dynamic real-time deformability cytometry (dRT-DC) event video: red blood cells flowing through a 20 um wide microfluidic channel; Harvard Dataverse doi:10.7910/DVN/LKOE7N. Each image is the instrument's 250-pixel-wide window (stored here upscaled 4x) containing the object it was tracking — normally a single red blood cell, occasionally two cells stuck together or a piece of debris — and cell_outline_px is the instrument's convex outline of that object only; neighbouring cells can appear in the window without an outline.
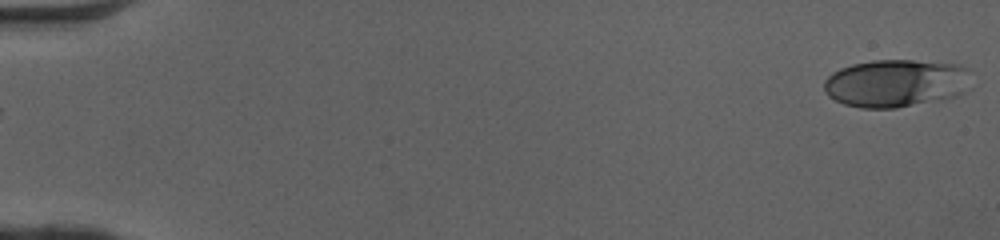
{"species": "human", "species_latin": "Homo sapiens", "temperature_condition": "cold", "stored_images_in_passage": 50, "camera_frame_rate_fps": 3000, "um_per_image_px": 0.085, "donor": {"sex": "female"}, "frame": {"image": 1, "passage_image": 1, "time_ms": 0.0, "image_size_px": [1000, 240], "cell_outline_px": [[972, 88], [956, 96], [940, 100], [896, 108], [860, 108], [844, 104], [828, 96], [824, 88], [824, 80], [832, 72], [840, 68], [852, 64], [872, 60], [912, 60], [960, 64], [968, 68]], "centroid_in_image_um": [76.19, 7.07], "position_along_channel_um": 8.8, "area_um2": 41.56}}
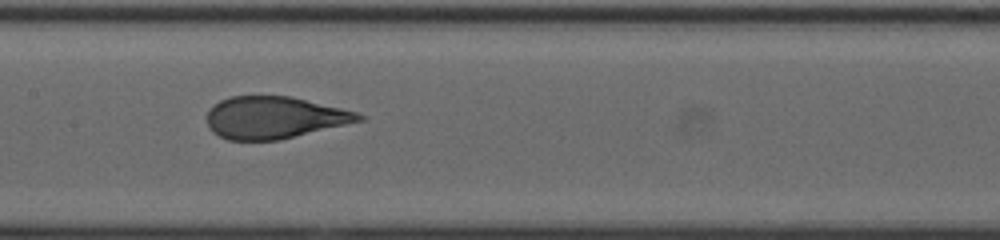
{"frame": {"image": 2, "passage_image": 26, "time_ms": 8.333, "image_size_px": [1000, 240], "cell_outline_px": [[364, 120], [280, 140], [228, 140], [212, 132], [208, 128], [208, 112], [220, 100], [232, 96], [292, 96], [356, 112], [364, 116]], "centroid_in_image_um": [23.32, 10.0], "position_along_channel_um": 184.1, "area_um2": 36.99}}
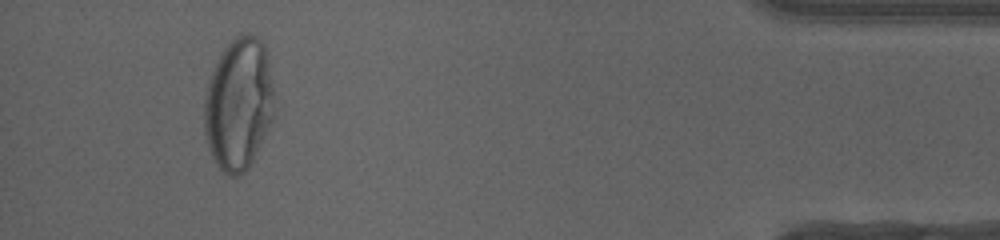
{"frame": {"image": 3, "passage_image": 47, "time_ms": 15.333, "image_size_px": [1000, 240], "cell_outline_px": [[276, 116], [248, 168], [240, 176], [228, 176], [212, 160], [204, 132], [204, 96], [208, 80], [224, 48], [236, 36], [244, 32], [248, 32], [256, 36], [264, 44], [268, 60], [272, 84]], "centroid_in_image_um": [20.29, 8.87], "position_along_channel_um": 414.9, "area_um2": 54.56}, "authors_computed_cell_mechanics": {"area_um2": 39.4774, "velocity_mm_per_s": 4.1006, "shape_relaxation_time_tau1_ms": 4.8605, "shape_relaxation_time_tau2_ms": null, "deformation_change_tau1": 0.2046, "deformation_change_tau2": null}}